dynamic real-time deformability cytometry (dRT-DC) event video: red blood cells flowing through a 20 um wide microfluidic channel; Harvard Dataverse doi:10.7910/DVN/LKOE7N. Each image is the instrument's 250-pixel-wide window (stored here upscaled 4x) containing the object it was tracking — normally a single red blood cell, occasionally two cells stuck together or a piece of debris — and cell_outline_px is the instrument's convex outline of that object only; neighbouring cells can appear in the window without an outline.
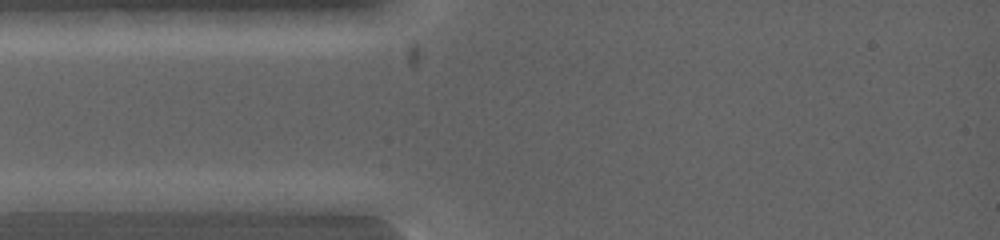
{"species": "common noctule bat (a hibernating species)", "species_latin": "Nyctalus noctula", "temperature_condition": "warm", "stored_images_in_passage": 3, "camera_frame_rate_fps": 5000, "um_per_image_px": 0.085, "animal": {"sex": "female", "body_mass_g": 19.0, "forearm_length_mm": 53.3}, "frame": {"image": 1, "passage_image": 1, "time_ms": 0.0, "image_size_px": [1000, 240], "cell_outline_px": [[124, 200], [108, 212], [44, 216], [16, 212], [12, 200], [64, 192], [100, 192]], "centroid_in_image_um": [5.68, 17.32], "position_along_channel_um": 79.3, "area_um2": 14.45}}